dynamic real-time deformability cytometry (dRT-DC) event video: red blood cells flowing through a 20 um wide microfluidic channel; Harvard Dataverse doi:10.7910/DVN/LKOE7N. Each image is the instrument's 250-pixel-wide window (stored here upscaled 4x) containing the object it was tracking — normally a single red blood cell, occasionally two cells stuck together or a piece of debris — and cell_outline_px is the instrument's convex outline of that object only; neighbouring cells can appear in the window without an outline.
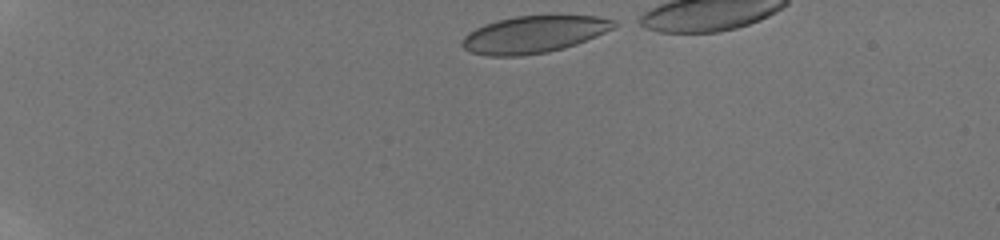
{"species": "human", "species_latin": "Homo sapiens", "temperature_condition": "room temperature", "stored_images_in_passage": 14, "camera_frame_rate_fps": 3000, "um_per_image_px": 0.085, "donor": {"sex": "male"}, "frame": {"image": 1, "passage_image": 1, "time_ms": 0.0, "image_size_px": [1000, 240], "cell_outline_px": [[620, 24], [596, 36], [576, 44], [564, 48], [548, 52], [520, 56], [488, 56], [472, 52], [464, 48], [460, 44], [460, 40], [468, 32], [484, 24], [516, 16], [600, 16], [616, 20]], "centroid_in_image_um": [45.37, 2.93], "position_along_channel_um": 39.6, "area_um2": 32.71}}
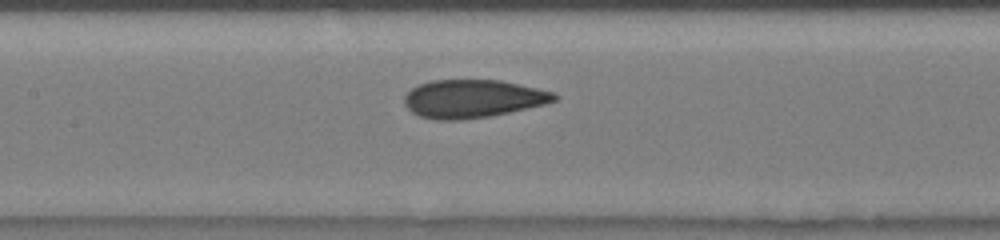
{"frame": {"image": 2, "passage_image": 10, "time_ms": 5.333, "image_size_px": [1000, 240], "cell_outline_px": [[560, 96], [556, 100], [544, 104], [508, 112], [488, 116], [460, 120], [436, 120], [420, 116], [412, 112], [404, 104], [404, 96], [416, 84], [432, 80], [500, 80], [556, 92]], "centroid_in_image_um": [40.17, 8.38], "position_along_channel_um": 167.2, "area_um2": 33.29}}